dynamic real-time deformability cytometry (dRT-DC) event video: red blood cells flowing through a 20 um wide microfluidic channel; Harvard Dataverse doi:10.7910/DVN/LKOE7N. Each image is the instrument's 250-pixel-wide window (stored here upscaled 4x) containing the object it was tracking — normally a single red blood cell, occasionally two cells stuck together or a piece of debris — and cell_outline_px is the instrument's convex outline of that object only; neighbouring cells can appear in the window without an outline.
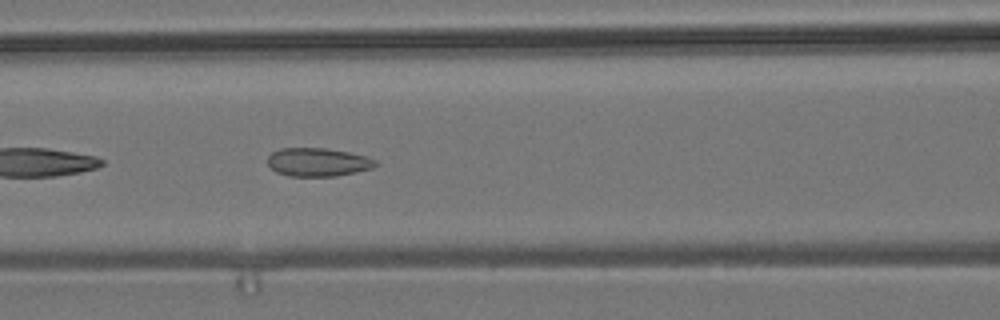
{"species": "common noctule bat (a hibernating species)", "species_latin": "Nyctalus noctula", "temperature_condition": "room temperature", "stored_images_in_passage": 39, "camera_frame_rate_fps": 3000, "um_per_image_px": 0.085, "animal": {"sex": "male", "body_mass_g": 19.2, "forearm_length_mm": 51.8}, "frame": {"image": 1, "passage_image": 8, "time_ms": 2.333, "image_size_px": [1000, 320], "cell_outline_px": [[380, 164], [372, 168], [356, 172], [336, 176], [288, 176], [276, 172], [268, 164], [268, 156], [272, 152], [280, 148], [324, 148], [348, 152], [364, 156], [376, 160]], "centroid_in_image_um": [27.02, 13.78], "position_along_channel_um": 139.6, "area_um2": 17.86}}
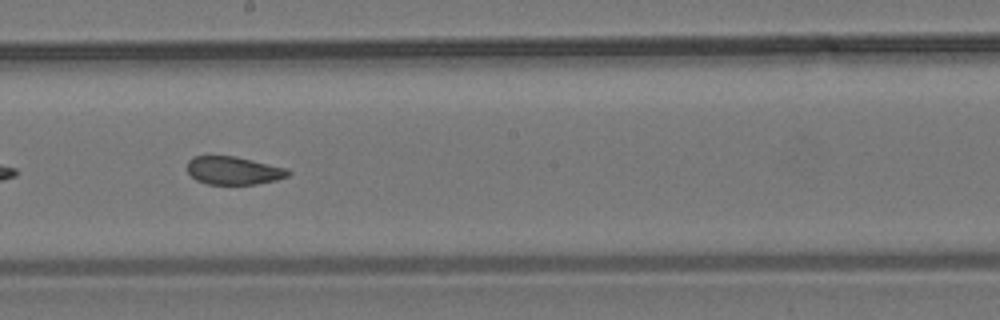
{"frame": {"image": 2, "passage_image": 15, "time_ms": 4.667, "image_size_px": [1000, 320], "cell_outline_px": [[292, 172], [288, 176], [276, 180], [256, 184], [208, 184], [196, 180], [188, 172], [188, 160], [192, 156], [236, 156], [288, 168]], "centroid_in_image_um": [19.88, 14.49], "position_along_channel_um": 228.3, "area_um2": 16.59}}
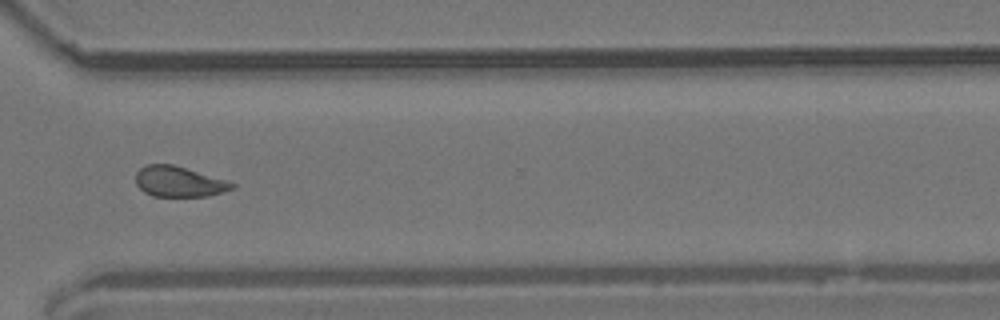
{"frame": {"image": 3, "passage_image": 25, "time_ms": 8.0, "image_size_px": [1000, 320], "cell_outline_px": [[236, 188], [208, 196], [152, 196], [144, 192], [136, 184], [136, 172], [140, 168], [148, 164], [172, 164], [224, 180], [236, 184]], "centroid_in_image_um": [15.18, 15.45], "position_along_channel_um": 355.4, "area_um2": 16.88}, "authors_computed_cell_mechanics": {"area_um2": 17.8602, "velocity_mm_per_s": 3.8161, "shape_relaxation_time_tau1_ms": null, "shape_relaxation_time_tau2_ms": 1.4854, "deformation_change_tau1": null, "deformation_change_tau2": 0.081}}